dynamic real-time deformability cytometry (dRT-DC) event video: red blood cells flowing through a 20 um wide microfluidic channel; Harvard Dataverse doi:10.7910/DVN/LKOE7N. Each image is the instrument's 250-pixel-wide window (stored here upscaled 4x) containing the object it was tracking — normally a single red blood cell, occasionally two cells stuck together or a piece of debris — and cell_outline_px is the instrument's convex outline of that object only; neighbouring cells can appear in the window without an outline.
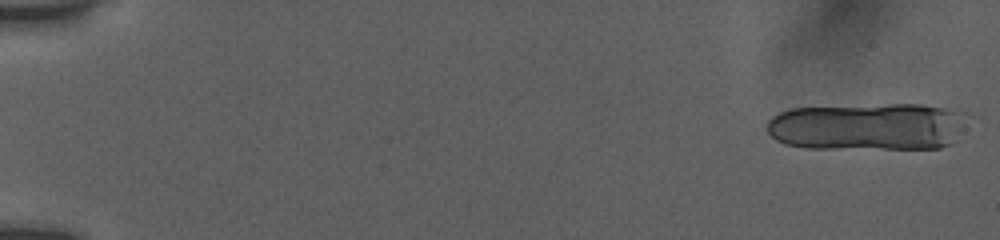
{"species": "human", "species_latin": "Homo sapiens", "temperature_condition": "room temperature", "stored_images_in_passage": 16, "camera_frame_rate_fps": 3000, "um_per_image_px": 0.085, "donor": {"sex": "female"}, "frame": {"image": 1, "passage_image": 1, "time_ms": 0.0, "image_size_px": [1000, 240], "cell_outline_px": [[968, 112], [952, 144], [940, 148], [804, 148], [784, 144], [776, 140], [768, 132], [768, 120], [772, 116], [780, 112], [792, 108], [888, 104], [920, 104], [960, 108]], "centroid_in_image_um": [73.79, 10.74], "position_along_channel_um": 11.2, "area_um2": 55.95}}
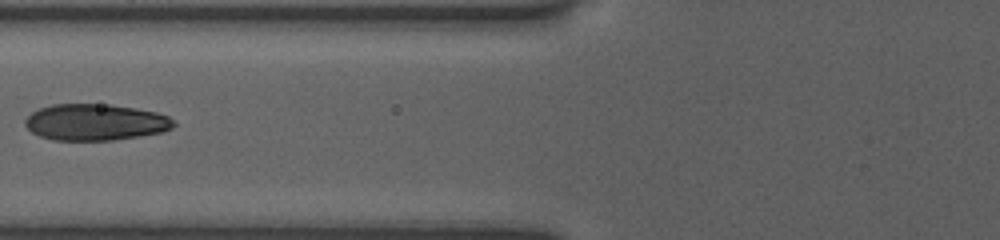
{"frame": {"image": 2, "passage_image": 9, "time_ms": 7.667, "image_size_px": [1000, 240], "cell_outline_px": [[176, 124], [172, 128], [160, 132], [112, 140], [52, 140], [40, 136], [32, 132], [24, 124], [24, 120], [32, 112], [40, 108], [52, 104], [108, 104], [136, 108], [156, 112], [168, 116]], "centroid_in_image_um": [8.08, 10.38], "position_along_channel_um": 117.7, "area_um2": 31.39}}
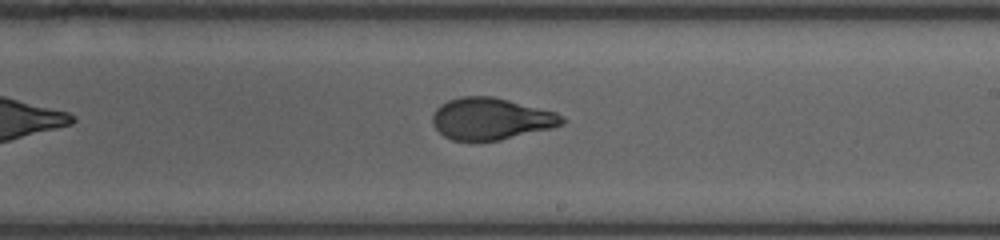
{"frame": {"image": 3, "passage_image": 16, "time_ms": 11.0, "image_size_px": [1000, 240], "cell_outline_px": [[568, 120], [564, 124], [552, 128], [500, 140], [452, 140], [444, 136], [432, 124], [432, 116], [436, 108], [440, 104], [448, 100], [460, 96], [492, 96], [556, 112], [564, 116]], "centroid_in_image_um": [41.75, 10.09], "position_along_channel_um": 247.2, "area_um2": 31.62}}